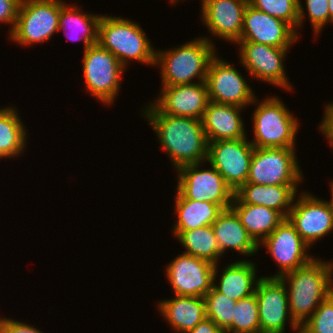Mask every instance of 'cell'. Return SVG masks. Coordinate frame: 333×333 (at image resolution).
<instances>
[{"instance_id": "cell-1", "label": "cell", "mask_w": 333, "mask_h": 333, "mask_svg": "<svg viewBox=\"0 0 333 333\" xmlns=\"http://www.w3.org/2000/svg\"><path fill=\"white\" fill-rule=\"evenodd\" d=\"M145 120L157 135L160 147L178 170L207 160L208 141L202 120L160 113L151 103L142 108Z\"/></svg>"}, {"instance_id": "cell-2", "label": "cell", "mask_w": 333, "mask_h": 333, "mask_svg": "<svg viewBox=\"0 0 333 333\" xmlns=\"http://www.w3.org/2000/svg\"><path fill=\"white\" fill-rule=\"evenodd\" d=\"M322 260L314 257L304 266L279 277L287 289L290 315L299 326L331 295L333 261Z\"/></svg>"}, {"instance_id": "cell-3", "label": "cell", "mask_w": 333, "mask_h": 333, "mask_svg": "<svg viewBox=\"0 0 333 333\" xmlns=\"http://www.w3.org/2000/svg\"><path fill=\"white\" fill-rule=\"evenodd\" d=\"M212 40L199 36L168 50L157 48L155 65L161 71V85L176 86L206 81L209 63L217 54L216 44Z\"/></svg>"}, {"instance_id": "cell-4", "label": "cell", "mask_w": 333, "mask_h": 333, "mask_svg": "<svg viewBox=\"0 0 333 333\" xmlns=\"http://www.w3.org/2000/svg\"><path fill=\"white\" fill-rule=\"evenodd\" d=\"M97 43L115 55L125 68L130 60L155 66L156 49L141 26L128 18L102 15Z\"/></svg>"}, {"instance_id": "cell-5", "label": "cell", "mask_w": 333, "mask_h": 333, "mask_svg": "<svg viewBox=\"0 0 333 333\" xmlns=\"http://www.w3.org/2000/svg\"><path fill=\"white\" fill-rule=\"evenodd\" d=\"M251 105L257 106L252 114L254 139L250 141L254 147L295 148L300 123L281 98L276 95L260 102L255 98Z\"/></svg>"}, {"instance_id": "cell-6", "label": "cell", "mask_w": 333, "mask_h": 333, "mask_svg": "<svg viewBox=\"0 0 333 333\" xmlns=\"http://www.w3.org/2000/svg\"><path fill=\"white\" fill-rule=\"evenodd\" d=\"M83 55L82 71L87 93L108 107L113 105L126 68L98 43L86 48Z\"/></svg>"}, {"instance_id": "cell-7", "label": "cell", "mask_w": 333, "mask_h": 333, "mask_svg": "<svg viewBox=\"0 0 333 333\" xmlns=\"http://www.w3.org/2000/svg\"><path fill=\"white\" fill-rule=\"evenodd\" d=\"M296 148L254 147L245 184L299 185L304 175L297 161Z\"/></svg>"}, {"instance_id": "cell-8", "label": "cell", "mask_w": 333, "mask_h": 333, "mask_svg": "<svg viewBox=\"0 0 333 333\" xmlns=\"http://www.w3.org/2000/svg\"><path fill=\"white\" fill-rule=\"evenodd\" d=\"M60 0H22L9 40L21 46L48 41L59 31Z\"/></svg>"}, {"instance_id": "cell-9", "label": "cell", "mask_w": 333, "mask_h": 333, "mask_svg": "<svg viewBox=\"0 0 333 333\" xmlns=\"http://www.w3.org/2000/svg\"><path fill=\"white\" fill-rule=\"evenodd\" d=\"M239 59L249 76L287 91L293 90L284 60L290 48H277L252 41H238Z\"/></svg>"}, {"instance_id": "cell-10", "label": "cell", "mask_w": 333, "mask_h": 333, "mask_svg": "<svg viewBox=\"0 0 333 333\" xmlns=\"http://www.w3.org/2000/svg\"><path fill=\"white\" fill-rule=\"evenodd\" d=\"M205 163L185 165L175 170L178 173L177 190L186 199L213 202L223 209L230 208L234 198L233 190L212 165L208 169H201L200 166Z\"/></svg>"}, {"instance_id": "cell-11", "label": "cell", "mask_w": 333, "mask_h": 333, "mask_svg": "<svg viewBox=\"0 0 333 333\" xmlns=\"http://www.w3.org/2000/svg\"><path fill=\"white\" fill-rule=\"evenodd\" d=\"M206 84L209 99L214 103L234 105L246 109L257 97L251 85L234 67L233 63H228L217 54L209 63Z\"/></svg>"}, {"instance_id": "cell-12", "label": "cell", "mask_w": 333, "mask_h": 333, "mask_svg": "<svg viewBox=\"0 0 333 333\" xmlns=\"http://www.w3.org/2000/svg\"><path fill=\"white\" fill-rule=\"evenodd\" d=\"M255 294L259 307L261 333H285L287 322L293 332L300 333V326L289 312L286 286L279 277L261 276Z\"/></svg>"}, {"instance_id": "cell-13", "label": "cell", "mask_w": 333, "mask_h": 333, "mask_svg": "<svg viewBox=\"0 0 333 333\" xmlns=\"http://www.w3.org/2000/svg\"><path fill=\"white\" fill-rule=\"evenodd\" d=\"M208 142L207 160L235 193L247 182L254 146L247 140Z\"/></svg>"}, {"instance_id": "cell-14", "label": "cell", "mask_w": 333, "mask_h": 333, "mask_svg": "<svg viewBox=\"0 0 333 333\" xmlns=\"http://www.w3.org/2000/svg\"><path fill=\"white\" fill-rule=\"evenodd\" d=\"M301 191L295 197L288 220L309 245H314L329 233H333V211L328 200Z\"/></svg>"}, {"instance_id": "cell-15", "label": "cell", "mask_w": 333, "mask_h": 333, "mask_svg": "<svg viewBox=\"0 0 333 333\" xmlns=\"http://www.w3.org/2000/svg\"><path fill=\"white\" fill-rule=\"evenodd\" d=\"M258 246L266 248L278 265L279 271L267 277H281L316 257L307 253L311 247L298 234L288 218H285Z\"/></svg>"}, {"instance_id": "cell-16", "label": "cell", "mask_w": 333, "mask_h": 333, "mask_svg": "<svg viewBox=\"0 0 333 333\" xmlns=\"http://www.w3.org/2000/svg\"><path fill=\"white\" fill-rule=\"evenodd\" d=\"M214 264L182 253L165 267L174 295L204 297L212 288Z\"/></svg>"}, {"instance_id": "cell-17", "label": "cell", "mask_w": 333, "mask_h": 333, "mask_svg": "<svg viewBox=\"0 0 333 333\" xmlns=\"http://www.w3.org/2000/svg\"><path fill=\"white\" fill-rule=\"evenodd\" d=\"M210 102L206 81L161 86L157 99L150 102L160 113L202 120Z\"/></svg>"}, {"instance_id": "cell-18", "label": "cell", "mask_w": 333, "mask_h": 333, "mask_svg": "<svg viewBox=\"0 0 333 333\" xmlns=\"http://www.w3.org/2000/svg\"><path fill=\"white\" fill-rule=\"evenodd\" d=\"M248 4V0H201L202 24L214 37L236 44Z\"/></svg>"}, {"instance_id": "cell-19", "label": "cell", "mask_w": 333, "mask_h": 333, "mask_svg": "<svg viewBox=\"0 0 333 333\" xmlns=\"http://www.w3.org/2000/svg\"><path fill=\"white\" fill-rule=\"evenodd\" d=\"M299 32L285 21L259 11L249 4L244 13L239 41H252L277 48H290L298 41Z\"/></svg>"}, {"instance_id": "cell-20", "label": "cell", "mask_w": 333, "mask_h": 333, "mask_svg": "<svg viewBox=\"0 0 333 333\" xmlns=\"http://www.w3.org/2000/svg\"><path fill=\"white\" fill-rule=\"evenodd\" d=\"M244 108L209 102L202 118L208 142L246 138L242 113Z\"/></svg>"}, {"instance_id": "cell-21", "label": "cell", "mask_w": 333, "mask_h": 333, "mask_svg": "<svg viewBox=\"0 0 333 333\" xmlns=\"http://www.w3.org/2000/svg\"><path fill=\"white\" fill-rule=\"evenodd\" d=\"M227 264L222 269L223 272L221 271L219 279L216 278L219 272V264L214 266L212 287L235 301L254 294L257 282L260 279V277L257 278L258 268L255 263L248 259H243ZM216 279L219 281L217 282Z\"/></svg>"}, {"instance_id": "cell-22", "label": "cell", "mask_w": 333, "mask_h": 333, "mask_svg": "<svg viewBox=\"0 0 333 333\" xmlns=\"http://www.w3.org/2000/svg\"><path fill=\"white\" fill-rule=\"evenodd\" d=\"M300 185L244 184L235 193L232 204H254L280 212L285 218L293 206Z\"/></svg>"}, {"instance_id": "cell-23", "label": "cell", "mask_w": 333, "mask_h": 333, "mask_svg": "<svg viewBox=\"0 0 333 333\" xmlns=\"http://www.w3.org/2000/svg\"><path fill=\"white\" fill-rule=\"evenodd\" d=\"M220 248L221 256L232 250L246 257L255 255L258 244L248 234L236 212L230 207L224 209L211 225Z\"/></svg>"}, {"instance_id": "cell-24", "label": "cell", "mask_w": 333, "mask_h": 333, "mask_svg": "<svg viewBox=\"0 0 333 333\" xmlns=\"http://www.w3.org/2000/svg\"><path fill=\"white\" fill-rule=\"evenodd\" d=\"M157 304L162 318L174 332L187 333L206 318L204 297L175 295Z\"/></svg>"}, {"instance_id": "cell-25", "label": "cell", "mask_w": 333, "mask_h": 333, "mask_svg": "<svg viewBox=\"0 0 333 333\" xmlns=\"http://www.w3.org/2000/svg\"><path fill=\"white\" fill-rule=\"evenodd\" d=\"M80 7L75 3L70 6V4L60 0L59 32L64 30L66 38L72 42L82 40L85 50L98 42V26L102 15L92 14V12L85 13L81 11Z\"/></svg>"}, {"instance_id": "cell-26", "label": "cell", "mask_w": 333, "mask_h": 333, "mask_svg": "<svg viewBox=\"0 0 333 333\" xmlns=\"http://www.w3.org/2000/svg\"><path fill=\"white\" fill-rule=\"evenodd\" d=\"M174 205L177 217L171 231H187L212 225L224 210L213 202L186 199L177 189Z\"/></svg>"}, {"instance_id": "cell-27", "label": "cell", "mask_w": 333, "mask_h": 333, "mask_svg": "<svg viewBox=\"0 0 333 333\" xmlns=\"http://www.w3.org/2000/svg\"><path fill=\"white\" fill-rule=\"evenodd\" d=\"M241 224L259 245L285 219L278 211L254 204H231Z\"/></svg>"}, {"instance_id": "cell-28", "label": "cell", "mask_w": 333, "mask_h": 333, "mask_svg": "<svg viewBox=\"0 0 333 333\" xmlns=\"http://www.w3.org/2000/svg\"><path fill=\"white\" fill-rule=\"evenodd\" d=\"M16 109L12 105L0 108V159H14L26 150L28 131Z\"/></svg>"}, {"instance_id": "cell-29", "label": "cell", "mask_w": 333, "mask_h": 333, "mask_svg": "<svg viewBox=\"0 0 333 333\" xmlns=\"http://www.w3.org/2000/svg\"><path fill=\"white\" fill-rule=\"evenodd\" d=\"M171 232L185 249V254L207 260L214 265L219 263V259H221L220 248L211 225L187 231Z\"/></svg>"}, {"instance_id": "cell-30", "label": "cell", "mask_w": 333, "mask_h": 333, "mask_svg": "<svg viewBox=\"0 0 333 333\" xmlns=\"http://www.w3.org/2000/svg\"><path fill=\"white\" fill-rule=\"evenodd\" d=\"M248 3L259 11L285 21L296 32L302 28L306 18L302 0H248Z\"/></svg>"}, {"instance_id": "cell-31", "label": "cell", "mask_w": 333, "mask_h": 333, "mask_svg": "<svg viewBox=\"0 0 333 333\" xmlns=\"http://www.w3.org/2000/svg\"><path fill=\"white\" fill-rule=\"evenodd\" d=\"M206 317L211 319L225 333H232L235 300L216 291L213 287L204 296Z\"/></svg>"}, {"instance_id": "cell-32", "label": "cell", "mask_w": 333, "mask_h": 333, "mask_svg": "<svg viewBox=\"0 0 333 333\" xmlns=\"http://www.w3.org/2000/svg\"><path fill=\"white\" fill-rule=\"evenodd\" d=\"M232 333H261L259 307L255 293L236 302Z\"/></svg>"}, {"instance_id": "cell-33", "label": "cell", "mask_w": 333, "mask_h": 333, "mask_svg": "<svg viewBox=\"0 0 333 333\" xmlns=\"http://www.w3.org/2000/svg\"><path fill=\"white\" fill-rule=\"evenodd\" d=\"M300 333H333V297L323 300L300 326Z\"/></svg>"}, {"instance_id": "cell-34", "label": "cell", "mask_w": 333, "mask_h": 333, "mask_svg": "<svg viewBox=\"0 0 333 333\" xmlns=\"http://www.w3.org/2000/svg\"><path fill=\"white\" fill-rule=\"evenodd\" d=\"M304 3L314 35L321 34L323 27L329 23L328 0H305Z\"/></svg>"}, {"instance_id": "cell-35", "label": "cell", "mask_w": 333, "mask_h": 333, "mask_svg": "<svg viewBox=\"0 0 333 333\" xmlns=\"http://www.w3.org/2000/svg\"><path fill=\"white\" fill-rule=\"evenodd\" d=\"M22 0H0V23L10 25L9 35L14 30Z\"/></svg>"}, {"instance_id": "cell-36", "label": "cell", "mask_w": 333, "mask_h": 333, "mask_svg": "<svg viewBox=\"0 0 333 333\" xmlns=\"http://www.w3.org/2000/svg\"><path fill=\"white\" fill-rule=\"evenodd\" d=\"M0 331L1 333H43L32 324L6 317H0Z\"/></svg>"}, {"instance_id": "cell-37", "label": "cell", "mask_w": 333, "mask_h": 333, "mask_svg": "<svg viewBox=\"0 0 333 333\" xmlns=\"http://www.w3.org/2000/svg\"><path fill=\"white\" fill-rule=\"evenodd\" d=\"M324 117L319 124V131L327 138L330 147L333 149V105L330 103L324 105ZM333 151V150H332Z\"/></svg>"}, {"instance_id": "cell-38", "label": "cell", "mask_w": 333, "mask_h": 333, "mask_svg": "<svg viewBox=\"0 0 333 333\" xmlns=\"http://www.w3.org/2000/svg\"><path fill=\"white\" fill-rule=\"evenodd\" d=\"M187 333H225L211 319L207 317L199 322L191 331Z\"/></svg>"}, {"instance_id": "cell-39", "label": "cell", "mask_w": 333, "mask_h": 333, "mask_svg": "<svg viewBox=\"0 0 333 333\" xmlns=\"http://www.w3.org/2000/svg\"><path fill=\"white\" fill-rule=\"evenodd\" d=\"M329 6V23H333V0H328Z\"/></svg>"}, {"instance_id": "cell-40", "label": "cell", "mask_w": 333, "mask_h": 333, "mask_svg": "<svg viewBox=\"0 0 333 333\" xmlns=\"http://www.w3.org/2000/svg\"><path fill=\"white\" fill-rule=\"evenodd\" d=\"M330 185V189H331V200H329L328 202L331 205L332 211H333V181L329 184Z\"/></svg>"}, {"instance_id": "cell-41", "label": "cell", "mask_w": 333, "mask_h": 333, "mask_svg": "<svg viewBox=\"0 0 333 333\" xmlns=\"http://www.w3.org/2000/svg\"><path fill=\"white\" fill-rule=\"evenodd\" d=\"M184 1V0H182ZM179 2V0H170V4H177Z\"/></svg>"}, {"instance_id": "cell-42", "label": "cell", "mask_w": 333, "mask_h": 333, "mask_svg": "<svg viewBox=\"0 0 333 333\" xmlns=\"http://www.w3.org/2000/svg\"><path fill=\"white\" fill-rule=\"evenodd\" d=\"M331 296L333 297V287H332V290H331Z\"/></svg>"}]
</instances>
